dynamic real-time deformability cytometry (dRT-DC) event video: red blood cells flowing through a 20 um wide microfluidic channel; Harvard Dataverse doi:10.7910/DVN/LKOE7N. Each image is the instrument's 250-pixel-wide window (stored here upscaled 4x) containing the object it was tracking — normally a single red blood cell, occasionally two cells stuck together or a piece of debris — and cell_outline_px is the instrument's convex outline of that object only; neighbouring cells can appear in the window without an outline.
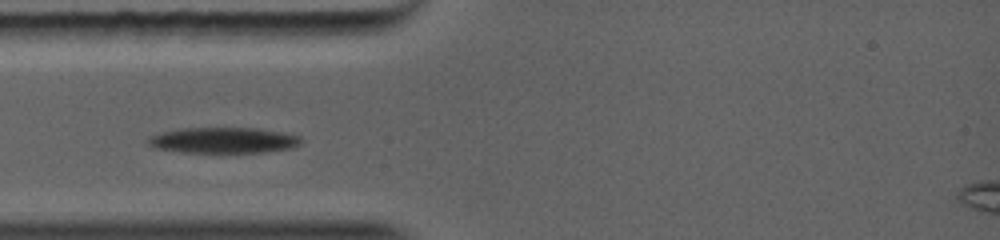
{"species": "common noctule bat (a hibernating species)", "species_latin": "Nyctalus noctula", "temperature_condition": "warm", "stored_images_in_passage": 56, "camera_frame_rate_fps": 5000, "um_per_image_px": 0.085, "animal": {"sex": "female", "body_mass_g": 19.0, "forearm_length_mm": 56.7}, "frame": {"image": 1, "passage_image": 1, "time_ms": 0.0, "image_size_px": [1000, 240], "cell_outline_px": [[300, 144], [296, 148], [268, 152], [224, 156], [220, 156], [180, 152], [156, 148], [148, 144], [148, 140], [156, 136], [168, 132], [200, 128], [240, 128], [296, 136], [300, 140]], "centroid_in_image_um": [19.02, 12.03], "position_along_channel_um": 66.0, "area_um2": 22.95}}
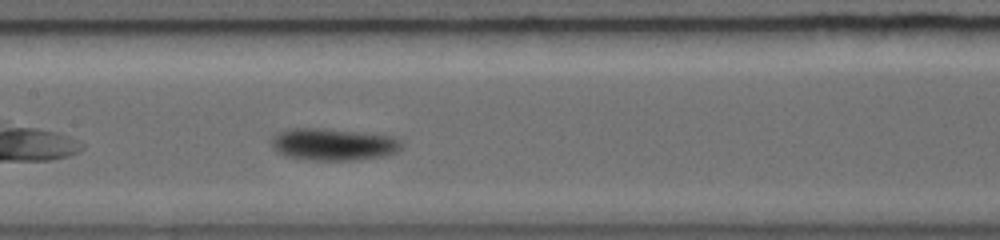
{"frame": {"image": 2, "passage_image": 16, "time_ms": 2.4, "image_size_px": [1000, 240], "cell_outline_px": [[400, 148], [396, 152], [380, 156], [360, 160], [308, 160], [288, 156], [280, 152], [276, 148], [276, 140], [280, 136], [292, 132], [316, 132], [356, 136], [388, 140], [396, 144]], "centroid_in_image_um": [28.29, 12.46], "position_along_channel_um": 179.1, "area_um2": 19.59}}
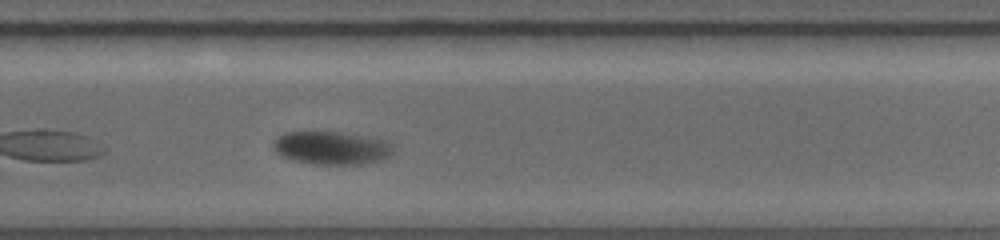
{"frame": {"image": 3, "passage_image": 34, "time_ms": 5.0, "image_size_px": [1000, 240], "cell_outline_px": [[388, 152], [380, 160], [364, 164], [308, 164], [292, 160], [284, 156], [276, 148], [276, 144], [284, 136], [296, 132], [316, 132], [376, 144], [384, 148]], "centroid_in_image_um": [27.9, 12.7], "position_along_channel_um": 301.9, "area_um2": 19.36}}